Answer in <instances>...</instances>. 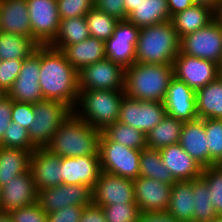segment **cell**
Returning <instances> with one entry per match:
<instances>
[{"label":"cell","instance_id":"obj_4","mask_svg":"<svg viewBox=\"0 0 222 222\" xmlns=\"http://www.w3.org/2000/svg\"><path fill=\"white\" fill-rule=\"evenodd\" d=\"M180 41L171 21L140 28L136 62L173 65Z\"/></svg>","mask_w":222,"mask_h":222},{"label":"cell","instance_id":"obj_3","mask_svg":"<svg viewBox=\"0 0 222 222\" xmlns=\"http://www.w3.org/2000/svg\"><path fill=\"white\" fill-rule=\"evenodd\" d=\"M101 131L72 113L53 134L45 147L62 157L99 155Z\"/></svg>","mask_w":222,"mask_h":222},{"label":"cell","instance_id":"obj_49","mask_svg":"<svg viewBox=\"0 0 222 222\" xmlns=\"http://www.w3.org/2000/svg\"><path fill=\"white\" fill-rule=\"evenodd\" d=\"M79 222H107L102 207L91 204L84 207Z\"/></svg>","mask_w":222,"mask_h":222},{"label":"cell","instance_id":"obj_37","mask_svg":"<svg viewBox=\"0 0 222 222\" xmlns=\"http://www.w3.org/2000/svg\"><path fill=\"white\" fill-rule=\"evenodd\" d=\"M85 18L90 36L104 42L112 36L118 23L116 18L107 15L95 7L85 15Z\"/></svg>","mask_w":222,"mask_h":222},{"label":"cell","instance_id":"obj_43","mask_svg":"<svg viewBox=\"0 0 222 222\" xmlns=\"http://www.w3.org/2000/svg\"><path fill=\"white\" fill-rule=\"evenodd\" d=\"M23 60L0 61V89L6 94L12 88L22 68Z\"/></svg>","mask_w":222,"mask_h":222},{"label":"cell","instance_id":"obj_20","mask_svg":"<svg viewBox=\"0 0 222 222\" xmlns=\"http://www.w3.org/2000/svg\"><path fill=\"white\" fill-rule=\"evenodd\" d=\"M29 169L38 191L62 184L61 157L47 148H36L31 153Z\"/></svg>","mask_w":222,"mask_h":222},{"label":"cell","instance_id":"obj_41","mask_svg":"<svg viewBox=\"0 0 222 222\" xmlns=\"http://www.w3.org/2000/svg\"><path fill=\"white\" fill-rule=\"evenodd\" d=\"M107 222H138L141 210L136 203L101 206Z\"/></svg>","mask_w":222,"mask_h":222},{"label":"cell","instance_id":"obj_13","mask_svg":"<svg viewBox=\"0 0 222 222\" xmlns=\"http://www.w3.org/2000/svg\"><path fill=\"white\" fill-rule=\"evenodd\" d=\"M140 28L129 20H120L112 36L105 41V55L124 69L136 62V44Z\"/></svg>","mask_w":222,"mask_h":222},{"label":"cell","instance_id":"obj_56","mask_svg":"<svg viewBox=\"0 0 222 222\" xmlns=\"http://www.w3.org/2000/svg\"><path fill=\"white\" fill-rule=\"evenodd\" d=\"M6 96V93L0 89V101Z\"/></svg>","mask_w":222,"mask_h":222},{"label":"cell","instance_id":"obj_25","mask_svg":"<svg viewBox=\"0 0 222 222\" xmlns=\"http://www.w3.org/2000/svg\"><path fill=\"white\" fill-rule=\"evenodd\" d=\"M61 52L77 71L106 58L105 42L91 36L65 47Z\"/></svg>","mask_w":222,"mask_h":222},{"label":"cell","instance_id":"obj_44","mask_svg":"<svg viewBox=\"0 0 222 222\" xmlns=\"http://www.w3.org/2000/svg\"><path fill=\"white\" fill-rule=\"evenodd\" d=\"M13 222H47V213L38 202L9 211Z\"/></svg>","mask_w":222,"mask_h":222},{"label":"cell","instance_id":"obj_58","mask_svg":"<svg viewBox=\"0 0 222 222\" xmlns=\"http://www.w3.org/2000/svg\"><path fill=\"white\" fill-rule=\"evenodd\" d=\"M219 16L222 18V10L220 11Z\"/></svg>","mask_w":222,"mask_h":222},{"label":"cell","instance_id":"obj_23","mask_svg":"<svg viewBox=\"0 0 222 222\" xmlns=\"http://www.w3.org/2000/svg\"><path fill=\"white\" fill-rule=\"evenodd\" d=\"M0 32L22 35L35 42L26 0H0Z\"/></svg>","mask_w":222,"mask_h":222},{"label":"cell","instance_id":"obj_29","mask_svg":"<svg viewBox=\"0 0 222 222\" xmlns=\"http://www.w3.org/2000/svg\"><path fill=\"white\" fill-rule=\"evenodd\" d=\"M198 118L222 119V80L218 77L196 91Z\"/></svg>","mask_w":222,"mask_h":222},{"label":"cell","instance_id":"obj_24","mask_svg":"<svg viewBox=\"0 0 222 222\" xmlns=\"http://www.w3.org/2000/svg\"><path fill=\"white\" fill-rule=\"evenodd\" d=\"M179 144L203 168L209 167V149L204 119L184 122Z\"/></svg>","mask_w":222,"mask_h":222},{"label":"cell","instance_id":"obj_28","mask_svg":"<svg viewBox=\"0 0 222 222\" xmlns=\"http://www.w3.org/2000/svg\"><path fill=\"white\" fill-rule=\"evenodd\" d=\"M127 20L138 28L171 21L167 0H140Z\"/></svg>","mask_w":222,"mask_h":222},{"label":"cell","instance_id":"obj_9","mask_svg":"<svg viewBox=\"0 0 222 222\" xmlns=\"http://www.w3.org/2000/svg\"><path fill=\"white\" fill-rule=\"evenodd\" d=\"M125 69L108 58L78 71L79 91H124Z\"/></svg>","mask_w":222,"mask_h":222},{"label":"cell","instance_id":"obj_1","mask_svg":"<svg viewBox=\"0 0 222 222\" xmlns=\"http://www.w3.org/2000/svg\"><path fill=\"white\" fill-rule=\"evenodd\" d=\"M39 83L43 99L60 101L74 109L79 94L78 71L61 51L49 45L40 46Z\"/></svg>","mask_w":222,"mask_h":222},{"label":"cell","instance_id":"obj_16","mask_svg":"<svg viewBox=\"0 0 222 222\" xmlns=\"http://www.w3.org/2000/svg\"><path fill=\"white\" fill-rule=\"evenodd\" d=\"M126 203H135L133 180L102 171L92 189V204L101 207Z\"/></svg>","mask_w":222,"mask_h":222},{"label":"cell","instance_id":"obj_57","mask_svg":"<svg viewBox=\"0 0 222 222\" xmlns=\"http://www.w3.org/2000/svg\"><path fill=\"white\" fill-rule=\"evenodd\" d=\"M212 222H222V216H218L216 219H214Z\"/></svg>","mask_w":222,"mask_h":222},{"label":"cell","instance_id":"obj_50","mask_svg":"<svg viewBox=\"0 0 222 222\" xmlns=\"http://www.w3.org/2000/svg\"><path fill=\"white\" fill-rule=\"evenodd\" d=\"M138 222H179L167 211L141 212Z\"/></svg>","mask_w":222,"mask_h":222},{"label":"cell","instance_id":"obj_10","mask_svg":"<svg viewBox=\"0 0 222 222\" xmlns=\"http://www.w3.org/2000/svg\"><path fill=\"white\" fill-rule=\"evenodd\" d=\"M32 36L38 46H48L59 31L57 0H26Z\"/></svg>","mask_w":222,"mask_h":222},{"label":"cell","instance_id":"obj_12","mask_svg":"<svg viewBox=\"0 0 222 222\" xmlns=\"http://www.w3.org/2000/svg\"><path fill=\"white\" fill-rule=\"evenodd\" d=\"M37 202L47 214L67 206L92 204V189L84 184H61L38 191Z\"/></svg>","mask_w":222,"mask_h":222},{"label":"cell","instance_id":"obj_45","mask_svg":"<svg viewBox=\"0 0 222 222\" xmlns=\"http://www.w3.org/2000/svg\"><path fill=\"white\" fill-rule=\"evenodd\" d=\"M34 120L33 103L12 101L11 121L29 129Z\"/></svg>","mask_w":222,"mask_h":222},{"label":"cell","instance_id":"obj_32","mask_svg":"<svg viewBox=\"0 0 222 222\" xmlns=\"http://www.w3.org/2000/svg\"><path fill=\"white\" fill-rule=\"evenodd\" d=\"M89 36L85 16L61 19L58 34L49 46L62 51L65 47L82 42Z\"/></svg>","mask_w":222,"mask_h":222},{"label":"cell","instance_id":"obj_7","mask_svg":"<svg viewBox=\"0 0 222 222\" xmlns=\"http://www.w3.org/2000/svg\"><path fill=\"white\" fill-rule=\"evenodd\" d=\"M98 154L103 172L132 180L139 177L141 150L125 147L101 133Z\"/></svg>","mask_w":222,"mask_h":222},{"label":"cell","instance_id":"obj_51","mask_svg":"<svg viewBox=\"0 0 222 222\" xmlns=\"http://www.w3.org/2000/svg\"><path fill=\"white\" fill-rule=\"evenodd\" d=\"M170 17L178 12L192 7L195 3L193 0H167Z\"/></svg>","mask_w":222,"mask_h":222},{"label":"cell","instance_id":"obj_52","mask_svg":"<svg viewBox=\"0 0 222 222\" xmlns=\"http://www.w3.org/2000/svg\"><path fill=\"white\" fill-rule=\"evenodd\" d=\"M195 4L205 5L212 8L218 15L222 10V1L221 0H193Z\"/></svg>","mask_w":222,"mask_h":222},{"label":"cell","instance_id":"obj_8","mask_svg":"<svg viewBox=\"0 0 222 222\" xmlns=\"http://www.w3.org/2000/svg\"><path fill=\"white\" fill-rule=\"evenodd\" d=\"M180 51L188 56L222 62V18L218 15L200 30L181 38Z\"/></svg>","mask_w":222,"mask_h":222},{"label":"cell","instance_id":"obj_6","mask_svg":"<svg viewBox=\"0 0 222 222\" xmlns=\"http://www.w3.org/2000/svg\"><path fill=\"white\" fill-rule=\"evenodd\" d=\"M34 120L28 129L31 142L37 148H45L53 134L73 113V109L63 102L43 99L33 103Z\"/></svg>","mask_w":222,"mask_h":222},{"label":"cell","instance_id":"obj_5","mask_svg":"<svg viewBox=\"0 0 222 222\" xmlns=\"http://www.w3.org/2000/svg\"><path fill=\"white\" fill-rule=\"evenodd\" d=\"M124 91H79L73 113L92 127L102 131L119 120Z\"/></svg>","mask_w":222,"mask_h":222},{"label":"cell","instance_id":"obj_26","mask_svg":"<svg viewBox=\"0 0 222 222\" xmlns=\"http://www.w3.org/2000/svg\"><path fill=\"white\" fill-rule=\"evenodd\" d=\"M218 14L210 7L194 4L171 17L176 33L181 39L187 34L196 32L211 23Z\"/></svg>","mask_w":222,"mask_h":222},{"label":"cell","instance_id":"obj_42","mask_svg":"<svg viewBox=\"0 0 222 222\" xmlns=\"http://www.w3.org/2000/svg\"><path fill=\"white\" fill-rule=\"evenodd\" d=\"M60 20L85 16L93 7L94 0H57Z\"/></svg>","mask_w":222,"mask_h":222},{"label":"cell","instance_id":"obj_53","mask_svg":"<svg viewBox=\"0 0 222 222\" xmlns=\"http://www.w3.org/2000/svg\"><path fill=\"white\" fill-rule=\"evenodd\" d=\"M140 0H124L125 11L127 16L136 9V6Z\"/></svg>","mask_w":222,"mask_h":222},{"label":"cell","instance_id":"obj_27","mask_svg":"<svg viewBox=\"0 0 222 222\" xmlns=\"http://www.w3.org/2000/svg\"><path fill=\"white\" fill-rule=\"evenodd\" d=\"M193 180L176 181L172 185L167 212L179 222H193L194 211Z\"/></svg>","mask_w":222,"mask_h":222},{"label":"cell","instance_id":"obj_30","mask_svg":"<svg viewBox=\"0 0 222 222\" xmlns=\"http://www.w3.org/2000/svg\"><path fill=\"white\" fill-rule=\"evenodd\" d=\"M31 152L0 146V187L30 168Z\"/></svg>","mask_w":222,"mask_h":222},{"label":"cell","instance_id":"obj_38","mask_svg":"<svg viewBox=\"0 0 222 222\" xmlns=\"http://www.w3.org/2000/svg\"><path fill=\"white\" fill-rule=\"evenodd\" d=\"M209 149V166L222 162V119H204Z\"/></svg>","mask_w":222,"mask_h":222},{"label":"cell","instance_id":"obj_35","mask_svg":"<svg viewBox=\"0 0 222 222\" xmlns=\"http://www.w3.org/2000/svg\"><path fill=\"white\" fill-rule=\"evenodd\" d=\"M101 133L109 140L125 147L142 150L147 147L146 135L136 128L119 121L107 125Z\"/></svg>","mask_w":222,"mask_h":222},{"label":"cell","instance_id":"obj_15","mask_svg":"<svg viewBox=\"0 0 222 222\" xmlns=\"http://www.w3.org/2000/svg\"><path fill=\"white\" fill-rule=\"evenodd\" d=\"M174 77L197 91L219 77V65L215 62L183 54L174 59Z\"/></svg>","mask_w":222,"mask_h":222},{"label":"cell","instance_id":"obj_47","mask_svg":"<svg viewBox=\"0 0 222 222\" xmlns=\"http://www.w3.org/2000/svg\"><path fill=\"white\" fill-rule=\"evenodd\" d=\"M83 206H67L58 211L47 214V222H79Z\"/></svg>","mask_w":222,"mask_h":222},{"label":"cell","instance_id":"obj_11","mask_svg":"<svg viewBox=\"0 0 222 222\" xmlns=\"http://www.w3.org/2000/svg\"><path fill=\"white\" fill-rule=\"evenodd\" d=\"M166 116L164 102L140 101L124 96L120 106L119 122L145 135Z\"/></svg>","mask_w":222,"mask_h":222},{"label":"cell","instance_id":"obj_48","mask_svg":"<svg viewBox=\"0 0 222 222\" xmlns=\"http://www.w3.org/2000/svg\"><path fill=\"white\" fill-rule=\"evenodd\" d=\"M12 100L6 95L0 101V142L4 137L6 128L11 123Z\"/></svg>","mask_w":222,"mask_h":222},{"label":"cell","instance_id":"obj_40","mask_svg":"<svg viewBox=\"0 0 222 222\" xmlns=\"http://www.w3.org/2000/svg\"><path fill=\"white\" fill-rule=\"evenodd\" d=\"M1 147L19 148L28 150L31 153L36 150V146L31 142L28 130L19 123L11 121L4 132V137L0 142Z\"/></svg>","mask_w":222,"mask_h":222},{"label":"cell","instance_id":"obj_19","mask_svg":"<svg viewBox=\"0 0 222 222\" xmlns=\"http://www.w3.org/2000/svg\"><path fill=\"white\" fill-rule=\"evenodd\" d=\"M133 183L135 203L139 206L141 212L168 210L172 185L140 176L134 179Z\"/></svg>","mask_w":222,"mask_h":222},{"label":"cell","instance_id":"obj_34","mask_svg":"<svg viewBox=\"0 0 222 222\" xmlns=\"http://www.w3.org/2000/svg\"><path fill=\"white\" fill-rule=\"evenodd\" d=\"M139 176L173 185L176 180L165 167L159 149L146 147L141 150Z\"/></svg>","mask_w":222,"mask_h":222},{"label":"cell","instance_id":"obj_55","mask_svg":"<svg viewBox=\"0 0 222 222\" xmlns=\"http://www.w3.org/2000/svg\"><path fill=\"white\" fill-rule=\"evenodd\" d=\"M219 78L222 80V62L219 65Z\"/></svg>","mask_w":222,"mask_h":222},{"label":"cell","instance_id":"obj_54","mask_svg":"<svg viewBox=\"0 0 222 222\" xmlns=\"http://www.w3.org/2000/svg\"><path fill=\"white\" fill-rule=\"evenodd\" d=\"M0 222H13L9 212L0 211Z\"/></svg>","mask_w":222,"mask_h":222},{"label":"cell","instance_id":"obj_17","mask_svg":"<svg viewBox=\"0 0 222 222\" xmlns=\"http://www.w3.org/2000/svg\"><path fill=\"white\" fill-rule=\"evenodd\" d=\"M38 200V190L30 169L0 187V211L30 206Z\"/></svg>","mask_w":222,"mask_h":222},{"label":"cell","instance_id":"obj_14","mask_svg":"<svg viewBox=\"0 0 222 222\" xmlns=\"http://www.w3.org/2000/svg\"><path fill=\"white\" fill-rule=\"evenodd\" d=\"M40 79V46L28 58L23 59L22 68L12 88L6 94L12 101L37 103L43 100Z\"/></svg>","mask_w":222,"mask_h":222},{"label":"cell","instance_id":"obj_36","mask_svg":"<svg viewBox=\"0 0 222 222\" xmlns=\"http://www.w3.org/2000/svg\"><path fill=\"white\" fill-rule=\"evenodd\" d=\"M194 211L193 222H212L218 217L215 212L207 184L201 179L193 180Z\"/></svg>","mask_w":222,"mask_h":222},{"label":"cell","instance_id":"obj_2","mask_svg":"<svg viewBox=\"0 0 222 222\" xmlns=\"http://www.w3.org/2000/svg\"><path fill=\"white\" fill-rule=\"evenodd\" d=\"M173 77V65L135 62L125 69V95L140 101L164 102Z\"/></svg>","mask_w":222,"mask_h":222},{"label":"cell","instance_id":"obj_31","mask_svg":"<svg viewBox=\"0 0 222 222\" xmlns=\"http://www.w3.org/2000/svg\"><path fill=\"white\" fill-rule=\"evenodd\" d=\"M184 122L168 115L146 134V145L152 149L178 144Z\"/></svg>","mask_w":222,"mask_h":222},{"label":"cell","instance_id":"obj_39","mask_svg":"<svg viewBox=\"0 0 222 222\" xmlns=\"http://www.w3.org/2000/svg\"><path fill=\"white\" fill-rule=\"evenodd\" d=\"M200 178L207 184L216 214L222 216V167H205Z\"/></svg>","mask_w":222,"mask_h":222},{"label":"cell","instance_id":"obj_18","mask_svg":"<svg viewBox=\"0 0 222 222\" xmlns=\"http://www.w3.org/2000/svg\"><path fill=\"white\" fill-rule=\"evenodd\" d=\"M166 115L182 122L198 118L196 110V91L176 77L171 79L164 99Z\"/></svg>","mask_w":222,"mask_h":222},{"label":"cell","instance_id":"obj_22","mask_svg":"<svg viewBox=\"0 0 222 222\" xmlns=\"http://www.w3.org/2000/svg\"><path fill=\"white\" fill-rule=\"evenodd\" d=\"M162 162L176 181L195 180L201 177L203 167L181 145L174 144L159 149Z\"/></svg>","mask_w":222,"mask_h":222},{"label":"cell","instance_id":"obj_21","mask_svg":"<svg viewBox=\"0 0 222 222\" xmlns=\"http://www.w3.org/2000/svg\"><path fill=\"white\" fill-rule=\"evenodd\" d=\"M62 184H84L93 189L101 170L99 155L62 157Z\"/></svg>","mask_w":222,"mask_h":222},{"label":"cell","instance_id":"obj_46","mask_svg":"<svg viewBox=\"0 0 222 222\" xmlns=\"http://www.w3.org/2000/svg\"><path fill=\"white\" fill-rule=\"evenodd\" d=\"M94 7L118 21L126 20L128 17L124 0H94Z\"/></svg>","mask_w":222,"mask_h":222},{"label":"cell","instance_id":"obj_33","mask_svg":"<svg viewBox=\"0 0 222 222\" xmlns=\"http://www.w3.org/2000/svg\"><path fill=\"white\" fill-rule=\"evenodd\" d=\"M38 45L22 35L0 32V61L28 58Z\"/></svg>","mask_w":222,"mask_h":222}]
</instances>
